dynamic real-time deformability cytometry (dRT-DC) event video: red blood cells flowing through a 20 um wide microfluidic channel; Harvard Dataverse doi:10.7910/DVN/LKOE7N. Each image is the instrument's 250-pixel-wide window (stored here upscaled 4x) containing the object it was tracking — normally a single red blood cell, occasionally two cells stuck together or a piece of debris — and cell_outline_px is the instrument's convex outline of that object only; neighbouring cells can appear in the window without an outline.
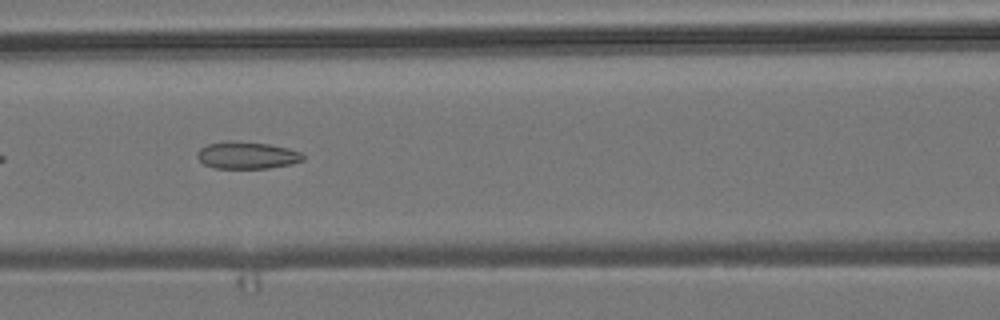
{"species": "common noctule bat (a hibernating species)", "species_latin": "Nyctalus noctula", "temperature_condition": "room temperature", "stored_images_in_passage": 32, "camera_frame_rate_fps": 3000, "um_per_image_px": 0.085, "animal": {"sex": "male", "body_mass_g": 19.2, "forearm_length_mm": 51.8}, "frame": {"image": 1, "passage_image": 9, "time_ms": 2.667, "image_size_px": [1000, 320], "cell_outline_px": [[304, 160], [292, 164], [268, 168], [216, 168], [204, 164], [196, 156], [196, 152], [200, 148], [208, 144], [224, 140], [232, 140], [268, 144], [288, 148], [300, 152], [304, 156]], "centroid_in_image_um": [20.97, 13.19], "position_along_channel_um": 145.6, "area_um2": 16.82}}
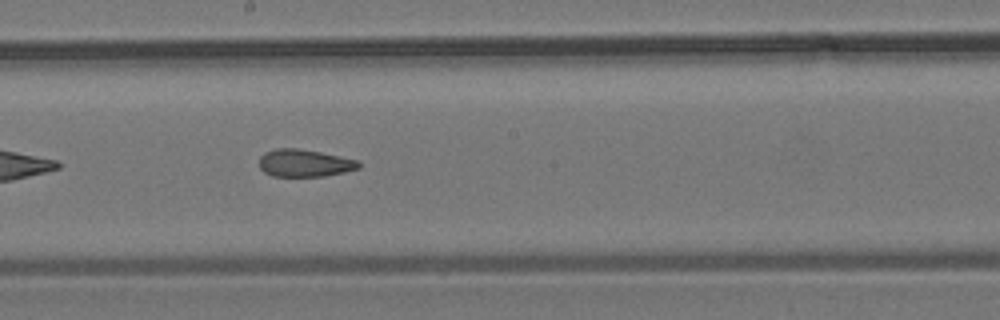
{"frame": {"image": 2, "passage_image": 15, "time_ms": 4.667, "image_size_px": [1000, 320], "cell_outline_px": [[360, 168], [344, 172], [324, 176], [272, 176], [264, 172], [260, 168], [260, 156], [264, 152], [276, 148], [296, 148], [320, 152], [360, 160]], "centroid_in_image_um": [25.89, 13.86], "position_along_channel_um": 222.3, "area_um2": 15.95}}
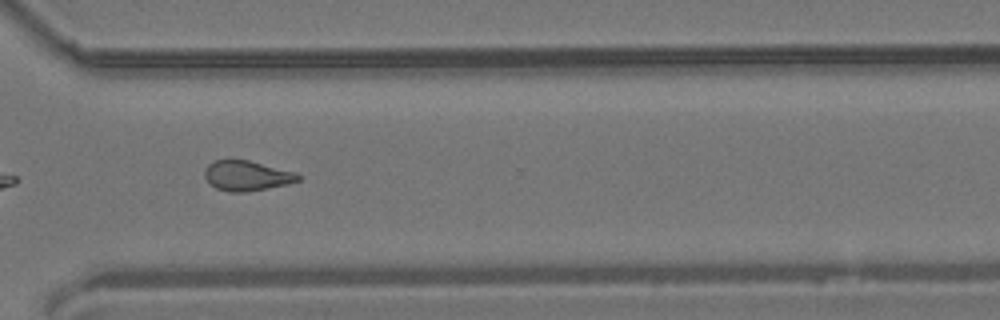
{"frame": {"image": 3, "passage_image": 25, "time_ms": 8.0, "image_size_px": [1000, 320], "cell_outline_px": [[300, 180], [288, 184], [248, 192], [228, 192], [216, 188], [204, 176], [204, 168], [212, 160], [248, 160], [296, 172], [300, 176]], "centroid_in_image_um": [20.97, 14.94], "position_along_channel_um": 349.6, "area_um2": 16.42}, "authors_computed_cell_mechanics": {"area_um2": 16.5597, "velocity_mm_per_s": 3.8437, "shape_relaxation_time_tau1_ms": null, "shape_relaxation_time_tau2_ms": 3.2001, "deformation_change_tau1": null, "deformation_change_tau2": 0.1032}}